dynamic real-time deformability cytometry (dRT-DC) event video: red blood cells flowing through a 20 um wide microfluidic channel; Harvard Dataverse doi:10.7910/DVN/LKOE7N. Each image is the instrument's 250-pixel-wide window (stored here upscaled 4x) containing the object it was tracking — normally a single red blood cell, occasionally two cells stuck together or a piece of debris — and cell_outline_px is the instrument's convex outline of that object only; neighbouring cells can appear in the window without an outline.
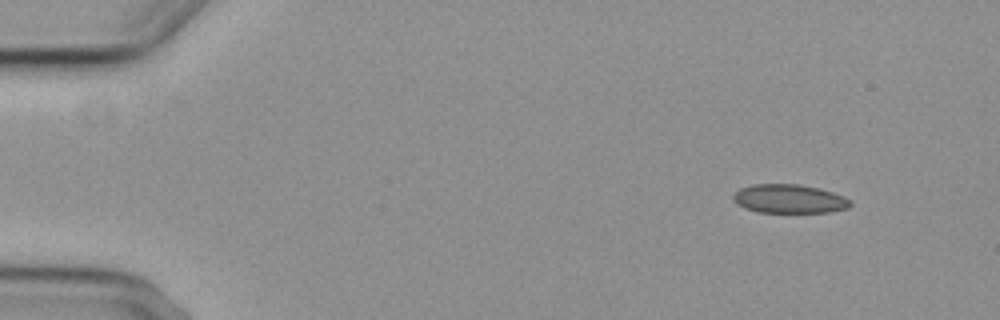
{"species": "common noctule bat (a hibernating species)", "species_latin": "Nyctalus noctula", "temperature_condition": "cold", "stored_images_in_passage": 4, "segment_of_instrument_passage": [1, 2], "camera_frame_rate_fps": 3000, "um_per_image_px": 0.085, "animal": {"sex": "female", "body_mass_g": 29.2, "forearm_length_mm": 56.3}, "frame": {"image": 1, "passage_image": 1, "time_ms": 0.0, "image_size_px": [1000, 320], "cell_outline_px": [[852, 204], [848, 208], [828, 212], [760, 212], [744, 208], [736, 204], [732, 200], [732, 196], [740, 188], [752, 184], [796, 184], [820, 188], [844, 196]], "centroid_in_image_um": [67.05, 16.9], "position_along_channel_um": 17.9, "area_um2": 19.65}}